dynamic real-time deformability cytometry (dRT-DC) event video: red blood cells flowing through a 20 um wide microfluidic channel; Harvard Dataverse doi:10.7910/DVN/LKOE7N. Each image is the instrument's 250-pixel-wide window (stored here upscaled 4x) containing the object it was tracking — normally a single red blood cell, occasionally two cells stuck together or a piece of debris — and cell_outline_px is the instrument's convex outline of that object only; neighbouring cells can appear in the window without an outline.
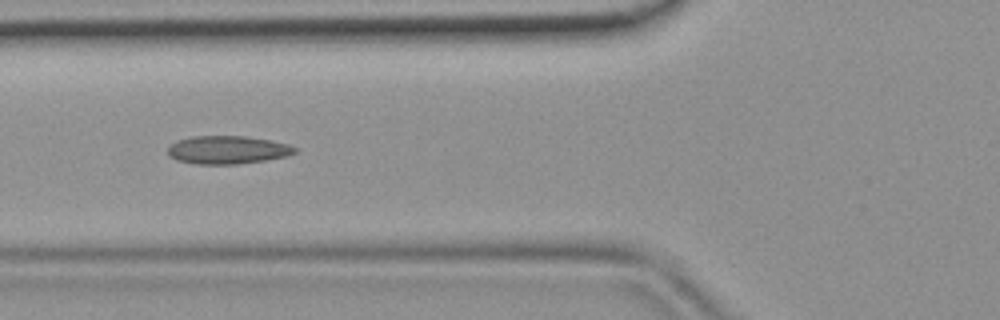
{"species": "common noctule bat (a hibernating species)", "species_latin": "Nyctalus noctula", "temperature_condition": "room temperature", "stored_images_in_passage": 5, "camera_frame_rate_fps": 3000, "um_per_image_px": 0.085, "animal": {"sex": "female", "body_mass_g": 19.9}, "frame": {"image": 1, "passage_image": 5, "time_ms": 1.333, "image_size_px": [1000, 320], "cell_outline_px": [[296, 152], [288, 156], [264, 160], [236, 164], [196, 164], [176, 160], [168, 156], [168, 148], [176, 140], [192, 136], [244, 136], [268, 140], [288, 144], [296, 148]], "centroid_in_image_um": [19.3, 12.74], "position_along_channel_um": 106.5, "area_um2": 20.75}}